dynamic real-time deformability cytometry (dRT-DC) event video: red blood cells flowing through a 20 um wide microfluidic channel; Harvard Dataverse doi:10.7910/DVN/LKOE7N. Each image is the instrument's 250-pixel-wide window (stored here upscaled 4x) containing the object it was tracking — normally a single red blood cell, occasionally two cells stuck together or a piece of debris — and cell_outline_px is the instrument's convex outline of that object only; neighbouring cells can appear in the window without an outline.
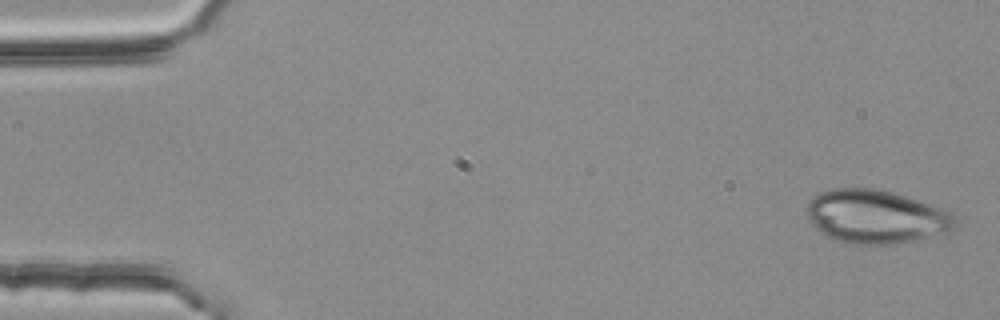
{"species": "common noctule bat (a hibernating species)", "species_latin": "Nyctalus noctula", "temperature_condition": "room temperature", "stored_images_in_passage": 4, "camera_frame_rate_fps": 3000, "um_per_image_px": 0.085, "animal": {"sex": "female", "body_mass_g": 25.1}, "frame": {"image": 1, "passage_image": 1, "time_ms": 0.0, "image_size_px": [1000, 320], "cell_outline_px": [[956, 228], [948, 232], [912, 240], [888, 244], [856, 244], [824, 236], [812, 224], [808, 216], [808, 200], [812, 196], [820, 192], [832, 188], [872, 188], [892, 192], [940, 208], [956, 216]], "centroid_in_image_um": [74.43, 18.41], "position_along_channel_um": 10.6, "area_um2": 45.78}}